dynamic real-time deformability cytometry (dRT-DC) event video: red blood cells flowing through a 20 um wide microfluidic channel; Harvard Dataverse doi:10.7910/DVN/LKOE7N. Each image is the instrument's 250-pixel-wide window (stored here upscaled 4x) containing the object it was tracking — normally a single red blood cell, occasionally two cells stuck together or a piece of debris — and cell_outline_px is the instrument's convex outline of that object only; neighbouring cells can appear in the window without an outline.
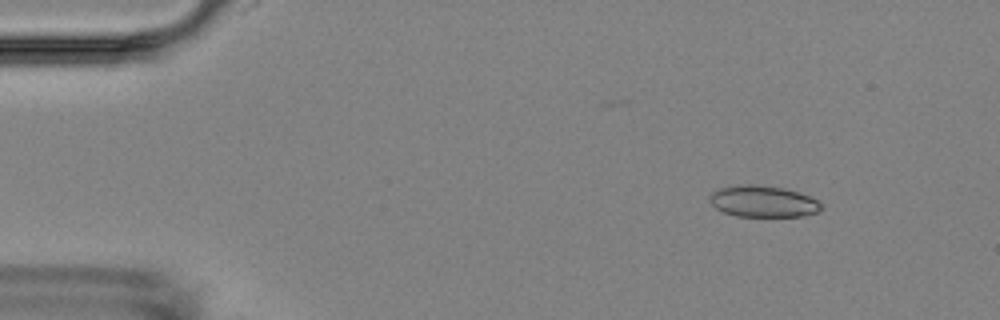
{"species": "Egyptian fruit bat (a non-hibernating species)", "species_latin": "Rousettus aegyptiacus", "temperature_condition": "room temperature", "stored_images_in_passage": 4, "camera_frame_rate_fps": 3000, "um_per_image_px": 0.085, "animal": {"sex": "female"}, "frame": {"image": 1, "passage_image": 2, "time_ms": 1.0, "image_size_px": [1000, 320], "cell_outline_px": [[824, 208], [816, 212], [804, 216], [736, 216], [724, 212], [716, 208], [708, 200], [708, 196], [712, 192], [720, 188], [740, 184], [752, 184], [784, 188], [800, 192], [816, 200]], "centroid_in_image_um": [64.84, 17.11], "position_along_channel_um": 20.2, "area_um2": 20.46}}
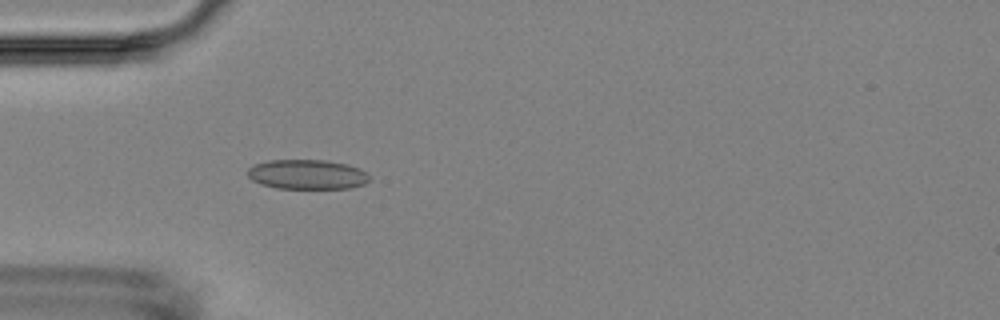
{"frame": {"image": 2, "passage_image": 4, "time_ms": 4.333, "image_size_px": [1000, 320], "cell_outline_px": [[368, 180], [364, 184], [352, 188], [276, 188], [260, 184], [252, 180], [248, 176], [248, 168], [252, 164], [268, 160], [324, 160], [348, 164], [360, 168], [368, 176]], "centroid_in_image_um": [26.07, 14.82], "position_along_channel_um": 58.9, "area_um2": 21.1}}